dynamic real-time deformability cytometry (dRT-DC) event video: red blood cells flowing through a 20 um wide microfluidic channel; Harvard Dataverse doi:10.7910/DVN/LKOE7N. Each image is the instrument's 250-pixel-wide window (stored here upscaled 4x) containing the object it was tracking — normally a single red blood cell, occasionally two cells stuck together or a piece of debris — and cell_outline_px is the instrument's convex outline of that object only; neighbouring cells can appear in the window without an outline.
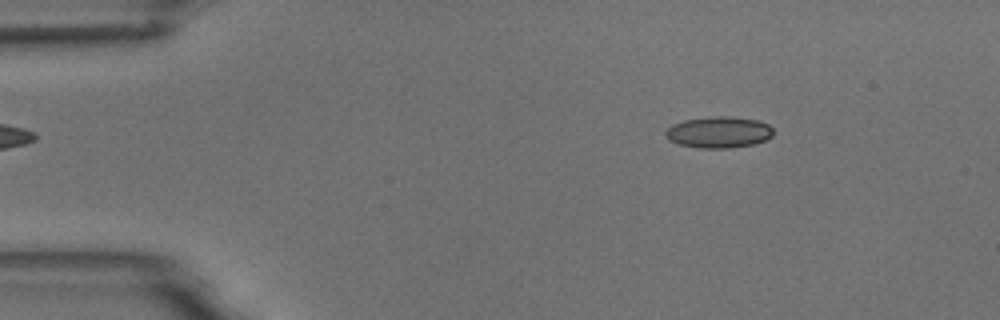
{"species": "common noctule bat (a hibernating species)", "species_latin": "Nyctalus noctula", "temperature_condition": "room temperature", "stored_images_in_passage": 6, "camera_frame_rate_fps": 3000, "um_per_image_px": 0.085, "animal": {"sex": "male", "body_mass_g": 18.8}, "frame": {"image": 1, "passage_image": 2, "time_ms": 1.333, "image_size_px": [1000, 320], "cell_outline_px": [[772, 136], [768, 140], [752, 144], [732, 148], [700, 148], [680, 144], [668, 140], [664, 136], [664, 132], [672, 124], [684, 120], [708, 116], [728, 116], [756, 120], [768, 124], [772, 128]], "centroid_in_image_um": [61.07, 11.24], "position_along_channel_um": 23.9, "area_um2": 19.83}}
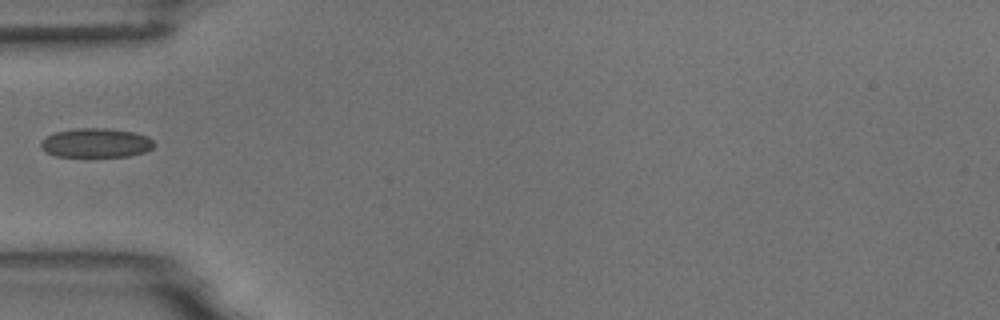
{"frame": {"image": 2, "passage_image": 5, "time_ms": 4.667, "image_size_px": [1000, 320], "cell_outline_px": [[156, 144], [152, 148], [144, 152], [128, 156], [56, 156], [40, 148], [40, 140], [44, 136], [56, 132], [76, 128], [108, 128], [136, 132], [148, 136]], "centroid_in_image_um": [8.16, 12.13], "position_along_channel_um": 76.8, "area_um2": 19.42}}